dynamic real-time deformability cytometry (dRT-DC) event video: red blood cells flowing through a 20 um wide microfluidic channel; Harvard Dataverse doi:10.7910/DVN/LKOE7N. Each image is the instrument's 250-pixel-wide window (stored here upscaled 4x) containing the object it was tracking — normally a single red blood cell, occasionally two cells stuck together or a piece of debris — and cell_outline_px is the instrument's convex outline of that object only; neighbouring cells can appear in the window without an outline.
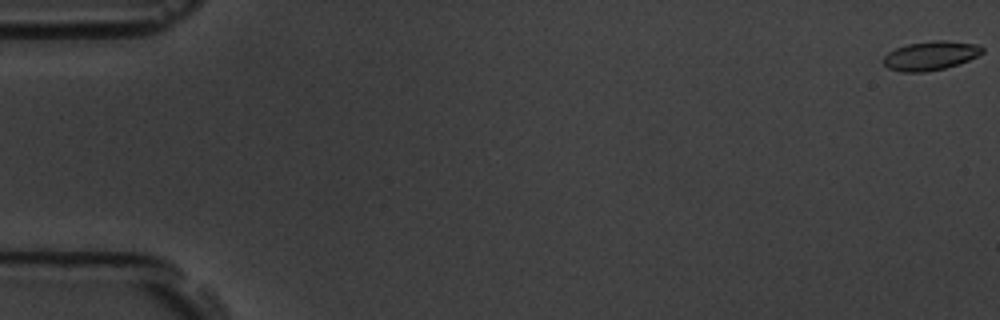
{"species": "common noctule bat (a hibernating species)", "species_latin": "Nyctalus noctula", "temperature_condition": "room temperature", "stored_images_in_passage": 5, "camera_frame_rate_fps": 3000, "um_per_image_px": 0.085, "animal": {"sex": "male", "body_mass_g": 19.5, "forearm_length_mm": 54.6}, "frame": {"image": 1, "passage_image": 1, "time_ms": 0.0, "image_size_px": [1000, 320], "cell_outline_px": [[984, 52], [968, 60], [944, 68], [924, 72], [900, 72], [888, 68], [880, 60], [888, 52], [896, 48], [908, 44], [936, 40], [944, 40], [980, 44], [984, 48]], "centroid_in_image_um": [79.08, 4.73], "position_along_channel_um": 5.9, "area_um2": 16.76}}
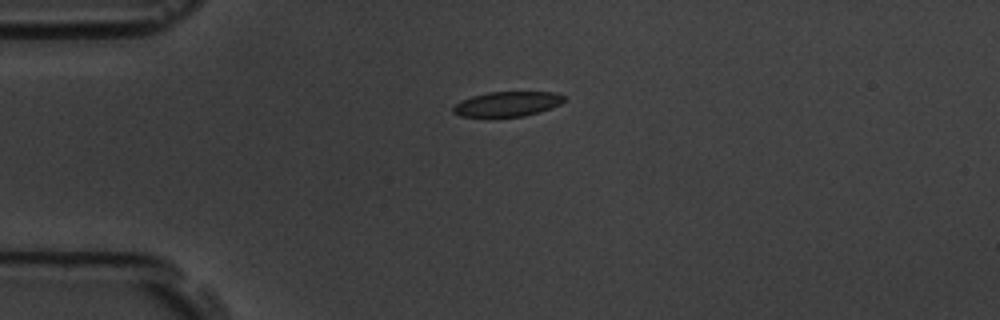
{"frame": {"image": 2, "passage_image": 5, "time_ms": 1.333, "image_size_px": [1000, 320], "cell_outline_px": [[564, 100], [560, 104], [540, 112], [524, 116], [460, 116], [452, 112], [452, 108], [460, 100], [472, 96], [488, 92], [556, 92], [564, 96]], "centroid_in_image_um": [43.11, 8.83], "position_along_channel_um": 41.9, "area_um2": 15.95}}